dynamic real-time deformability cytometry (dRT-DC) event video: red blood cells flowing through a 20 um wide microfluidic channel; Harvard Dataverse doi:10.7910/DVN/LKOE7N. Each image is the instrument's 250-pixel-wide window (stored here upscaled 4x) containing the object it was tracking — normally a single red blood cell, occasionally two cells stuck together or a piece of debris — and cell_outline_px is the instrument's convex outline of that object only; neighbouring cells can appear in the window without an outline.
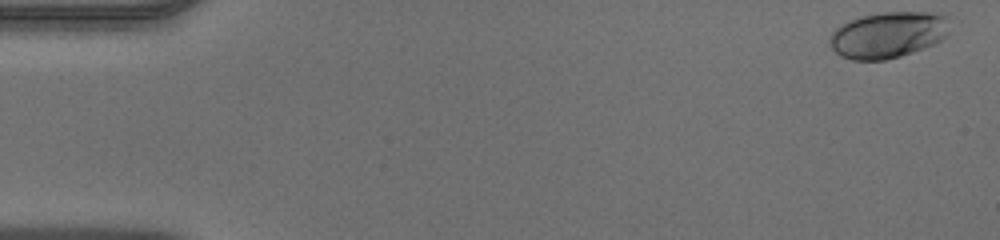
{"species": "human", "species_latin": "Homo sapiens", "temperature_condition": "warm", "stored_images_in_passage": 49, "camera_frame_rate_fps": 3000, "um_per_image_px": 0.085, "donor": {"sex": "male"}, "frame": {"image": 1, "passage_image": 1, "time_ms": 0.0, "image_size_px": [1000, 240], "cell_outline_px": [[948, 16], [944, 36], [940, 40], [924, 48], [900, 56], [884, 60], [852, 60], [840, 56], [832, 48], [828, 40], [832, 32], [840, 24], [848, 20], [860, 16], [884, 12], [928, 12]], "centroid_in_image_um": [75.4, 2.96], "position_along_channel_um": 9.6, "area_um2": 32.08}}
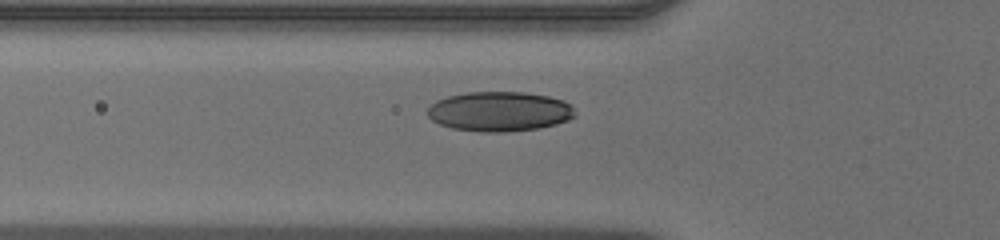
{"frame": {"image": 2, "passage_image": 17, "time_ms": 5.333, "image_size_px": [1000, 240], "cell_outline_px": [[576, 116], [568, 120], [556, 124], [536, 128], [504, 132], [480, 132], [452, 128], [440, 124], [432, 120], [428, 116], [428, 108], [436, 100], [448, 96], [468, 92], [524, 92], [548, 96], [564, 100], [572, 104]], "centroid_in_image_um": [42.47, 9.47], "position_along_channel_um": 83.3, "area_um2": 34.22}}
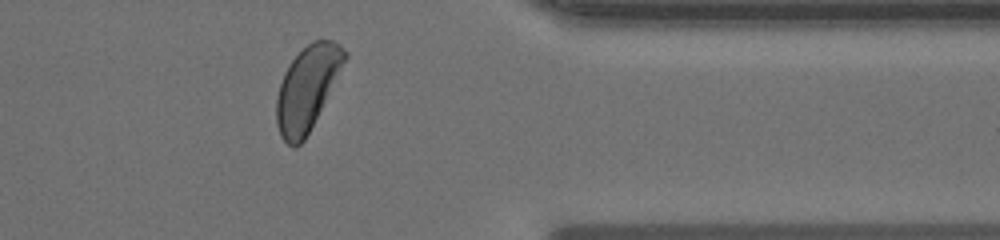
{"frame": {"image": 3, "passage_image": 40, "time_ms": 13.0, "image_size_px": [1000, 240], "cell_outline_px": [[348, 56], [304, 140], [300, 144], [292, 148], [280, 136], [276, 124], [276, 96], [284, 72], [292, 60], [312, 40], [332, 40], [340, 44], [348, 52]], "centroid_in_image_um": [26.09, 7.49], "position_along_channel_um": 385.3, "area_um2": 32.89}}